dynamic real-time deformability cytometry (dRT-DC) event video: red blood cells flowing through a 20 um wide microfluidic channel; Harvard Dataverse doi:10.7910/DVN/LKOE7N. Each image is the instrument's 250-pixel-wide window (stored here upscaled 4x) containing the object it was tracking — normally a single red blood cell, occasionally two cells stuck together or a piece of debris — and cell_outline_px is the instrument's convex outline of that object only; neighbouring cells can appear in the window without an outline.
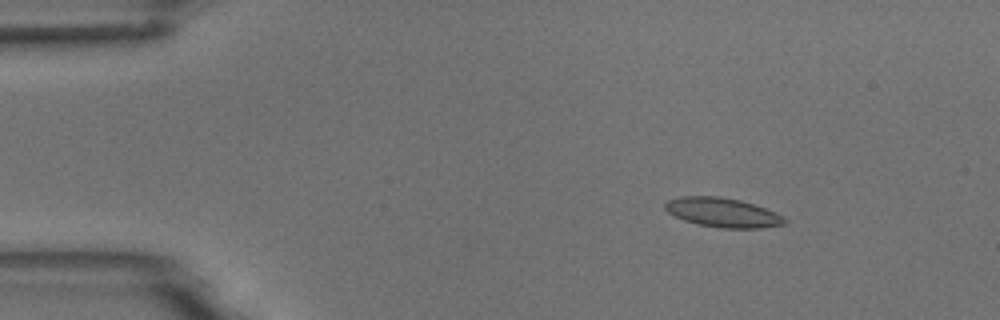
{"species": "common noctule bat (a hibernating species)", "species_latin": "Nyctalus noctula", "temperature_condition": "room temperature", "stored_images_in_passage": 5, "camera_frame_rate_fps": 3000, "um_per_image_px": 0.085, "animal": {"sex": "male", "body_mass_g": 18.8}, "frame": {"image": 1, "passage_image": 3, "time_ms": 2.0, "image_size_px": [1000, 320], "cell_outline_px": [[788, 220], [784, 224], [760, 228], [720, 228], [696, 224], [684, 220], [668, 212], [664, 208], [664, 204], [668, 200], [680, 196], [720, 196], [740, 200], [764, 208]], "centroid_in_image_um": [61.37, 18.06], "position_along_channel_um": 23.6, "area_um2": 20.23}}
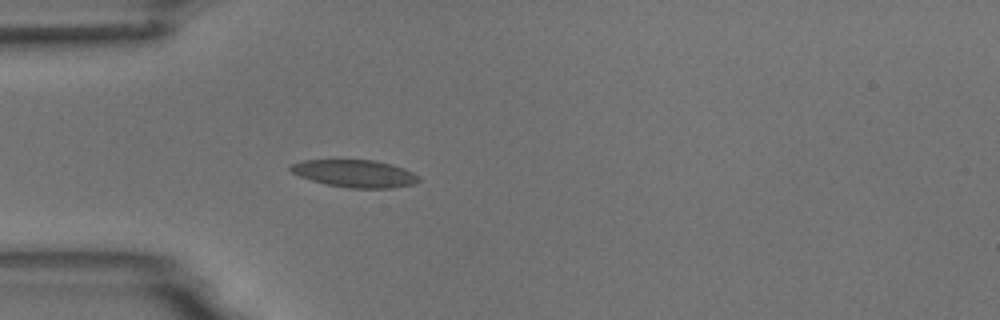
{"frame": {"image": 2, "passage_image": 5, "time_ms": 4.667, "image_size_px": [1000, 320], "cell_outline_px": [[420, 180], [412, 184], [392, 188], [348, 188], [328, 184], [312, 180], [300, 176], [292, 172], [288, 168], [292, 164], [304, 160], [376, 160], [392, 164], [404, 168], [420, 176]], "centroid_in_image_um": [30.19, 14.74], "position_along_channel_um": 54.8, "area_um2": 20.4}}